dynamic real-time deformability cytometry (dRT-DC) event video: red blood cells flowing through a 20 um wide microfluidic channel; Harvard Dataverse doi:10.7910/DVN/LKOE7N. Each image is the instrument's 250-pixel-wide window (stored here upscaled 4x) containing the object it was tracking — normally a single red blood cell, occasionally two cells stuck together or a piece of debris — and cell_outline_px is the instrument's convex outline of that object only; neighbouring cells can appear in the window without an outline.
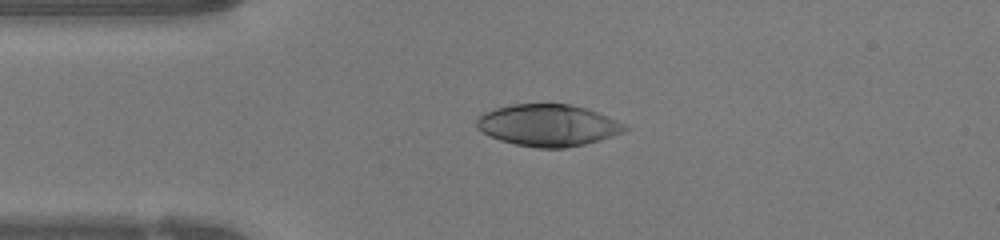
{"species": "human", "species_latin": "Homo sapiens", "temperature_condition": "warm", "stored_images_in_passage": 38, "camera_frame_rate_fps": 3000, "um_per_image_px": 0.085, "donor": {"sex": "female"}, "frame": {"image": 1, "passage_image": 1, "time_ms": 0.0, "image_size_px": [1000, 240], "cell_outline_px": [[628, 128], [624, 132], [600, 140], [584, 144], [564, 148], [536, 148], [516, 144], [500, 140], [476, 128], [476, 120], [484, 112], [496, 108], [512, 104], [572, 104], [596, 112], [616, 120], [624, 124]], "centroid_in_image_um": [46.57, 10.65], "position_along_channel_um": 38.4, "area_um2": 35.78}}
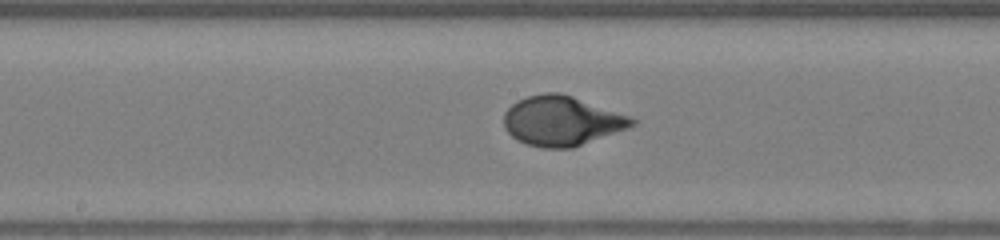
{"frame": {"image": 2, "passage_image": 14, "time_ms": 4.333, "image_size_px": [1000, 240], "cell_outline_px": [[636, 124], [628, 128], [572, 148], [540, 148], [516, 140], [504, 128], [504, 112], [512, 104], [528, 96], [544, 92], [560, 92], [632, 116], [636, 120]], "centroid_in_image_um": [47.75, 10.27], "position_along_channel_um": 200.4, "area_um2": 37.11}}
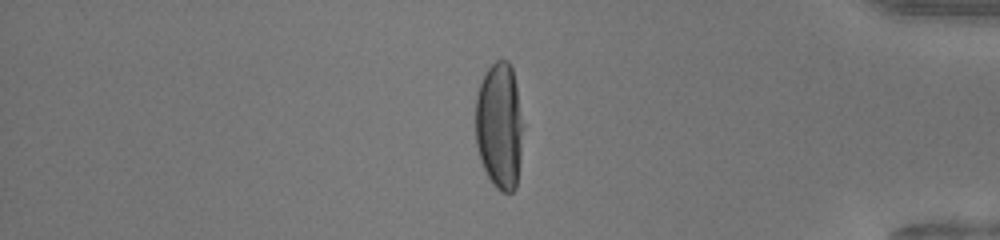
{"frame": {"image": 3, "passage_image": 30, "time_ms": 9.667, "image_size_px": [1000, 240], "cell_outline_px": [[520, 156], [516, 188], [512, 192], [500, 192], [492, 184], [480, 160], [476, 144], [476, 96], [480, 84], [488, 68], [496, 60], [508, 60], [512, 68], [516, 84], [520, 124]], "centroid_in_image_um": [42.41, 10.72], "position_along_channel_um": 392.8, "area_um2": 34.33}, "authors_computed_cell_mechanics": {"area_um2": 36.5874, "velocity_mm_per_s": 4.2403, "shape_relaxation_time_tau1_ms": 3.7627, "shape_relaxation_time_tau2_ms": null, "deformation_change_tau1": 0.2688, "deformation_change_tau2": null}}